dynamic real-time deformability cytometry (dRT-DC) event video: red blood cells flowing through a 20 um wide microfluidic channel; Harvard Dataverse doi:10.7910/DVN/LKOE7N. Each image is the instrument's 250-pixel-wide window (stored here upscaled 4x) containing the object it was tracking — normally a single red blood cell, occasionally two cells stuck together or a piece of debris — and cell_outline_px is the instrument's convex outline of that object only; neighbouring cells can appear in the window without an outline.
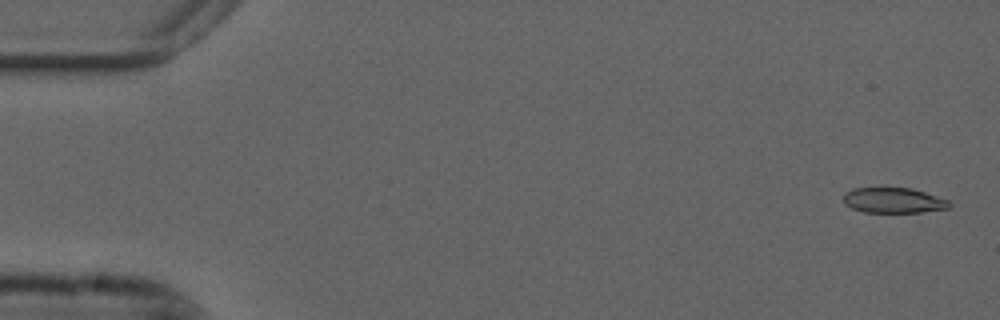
{"species": "common noctule bat (a hibernating species)", "species_latin": "Nyctalus noctula", "temperature_condition": "cold", "stored_images_in_passage": 55, "camera_frame_rate_fps": 3000, "um_per_image_px": 0.085, "animal": {"sex": "male", "forearm_length_mm": 52.5}, "frame": {"image": 1, "passage_image": 2, "time_ms": 0.333, "image_size_px": [1000, 320], "cell_outline_px": [[952, 204], [948, 208], [920, 212], [864, 212], [852, 208], [844, 204], [844, 192], [852, 188], [912, 188], [948, 200]], "centroid_in_image_um": [75.92, 17.03], "position_along_channel_um": 9.1, "area_um2": 15.55}}
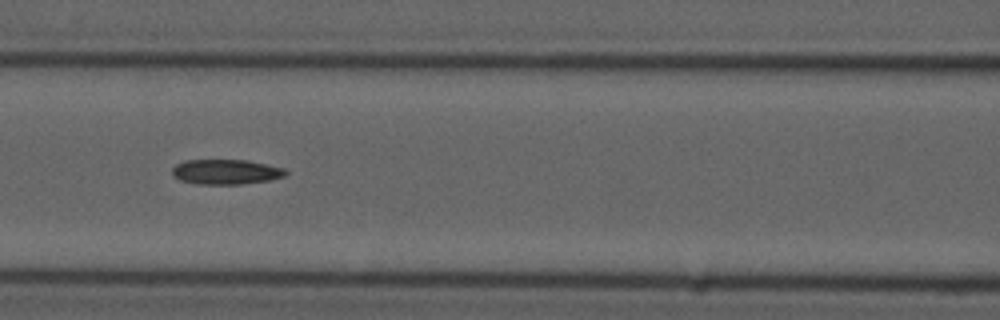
{"frame": {"image": 2, "passage_image": 24, "time_ms": 7.667, "image_size_px": [1000, 320], "cell_outline_px": [[288, 172], [284, 176], [272, 180], [240, 184], [196, 184], [180, 180], [172, 176], [172, 168], [176, 164], [184, 160], [248, 160], [284, 168]], "centroid_in_image_um": [19.19, 14.61], "position_along_channel_um": 147.4, "area_um2": 16.65}}
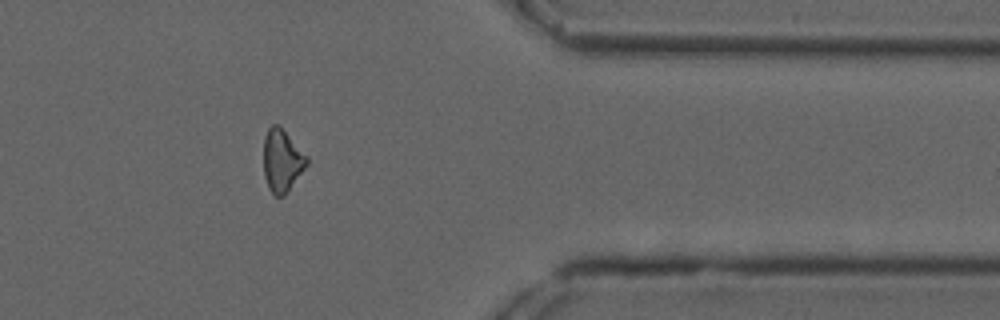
{"frame": {"image": 3, "passage_image": 45, "time_ms": 14.667, "image_size_px": [1000, 320], "cell_outline_px": [[308, 164], [284, 196], [276, 196], [268, 188], [264, 176], [264, 136], [268, 128], [272, 124], [276, 124], [308, 156]], "centroid_in_image_um": [23.96, 13.67], "position_along_channel_um": 387.4, "area_um2": 15.49}, "authors_computed_cell_mechanics": {"area_um2": 16.2996, "velocity_mm_per_s": 3.6939, "shape_relaxation_time_tau1_ms": null, "shape_relaxation_time_tau2_ms": 6.8758, "deformation_change_tau1": null, "deformation_change_tau2": 0.1863}}